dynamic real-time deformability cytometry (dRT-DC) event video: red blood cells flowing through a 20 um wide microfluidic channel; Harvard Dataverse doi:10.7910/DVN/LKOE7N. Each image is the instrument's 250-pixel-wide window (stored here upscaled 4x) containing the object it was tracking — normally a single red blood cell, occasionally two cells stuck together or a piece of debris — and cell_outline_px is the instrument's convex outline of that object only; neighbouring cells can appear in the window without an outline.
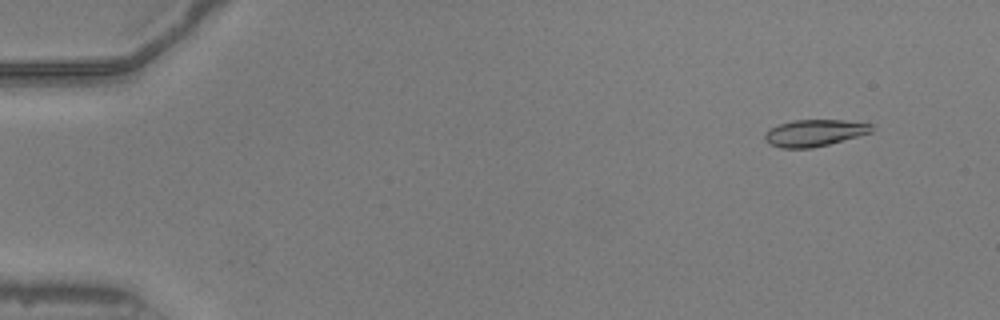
{"species": "common noctule bat (a hibernating species)", "species_latin": "Nyctalus noctula", "temperature_condition": "warm", "stored_images_in_passage": 11, "camera_frame_rate_fps": 3000, "um_per_image_px": 0.085, "animal": {"sex": "male", "body_mass_g": 20.5, "forearm_length_mm": 52.5}, "frame": {"image": 1, "passage_image": 5, "time_ms": 1.333, "image_size_px": [1000, 320], "cell_outline_px": [[872, 132], [828, 144], [812, 148], [780, 148], [768, 144], [764, 140], [764, 136], [768, 128], [792, 120], [844, 120], [872, 124]], "centroid_in_image_um": [69.17, 11.3], "position_along_channel_um": 15.8, "area_um2": 16.65}}